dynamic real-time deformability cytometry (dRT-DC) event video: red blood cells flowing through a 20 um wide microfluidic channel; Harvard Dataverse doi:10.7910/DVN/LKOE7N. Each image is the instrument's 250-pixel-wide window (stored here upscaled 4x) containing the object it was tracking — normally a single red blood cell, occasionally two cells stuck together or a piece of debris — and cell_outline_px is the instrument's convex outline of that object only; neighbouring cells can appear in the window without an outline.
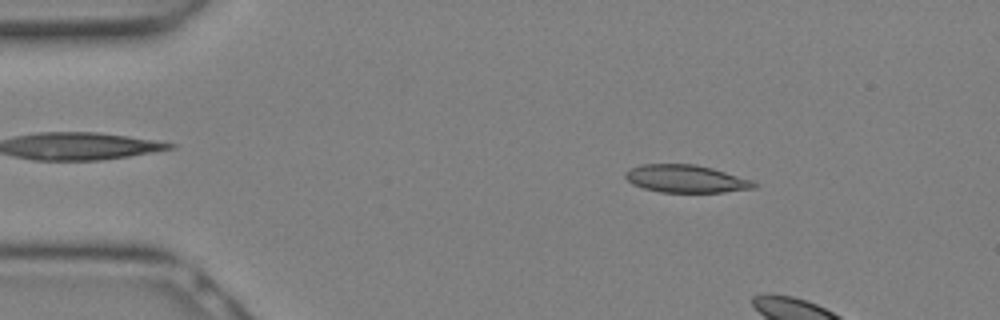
{"species": "Egyptian fruit bat (a non-hibernating species)", "species_latin": "Rousettus aegyptiacus", "temperature_condition": "warm", "stored_images_in_passage": 7, "camera_frame_rate_fps": 3000, "um_per_image_px": 0.085, "animal": {"sex": "female"}, "frame": {"image": 1, "passage_image": 4, "time_ms": 1.0, "image_size_px": [1000, 320], "cell_outline_px": [[756, 188], [724, 192], [660, 192], [644, 188], [632, 184], [624, 176], [624, 172], [628, 168], [640, 164], [696, 164], [712, 168], [756, 180]], "centroid_in_image_um": [58.32, 15.19], "position_along_channel_um": 26.7, "area_um2": 21.04}}